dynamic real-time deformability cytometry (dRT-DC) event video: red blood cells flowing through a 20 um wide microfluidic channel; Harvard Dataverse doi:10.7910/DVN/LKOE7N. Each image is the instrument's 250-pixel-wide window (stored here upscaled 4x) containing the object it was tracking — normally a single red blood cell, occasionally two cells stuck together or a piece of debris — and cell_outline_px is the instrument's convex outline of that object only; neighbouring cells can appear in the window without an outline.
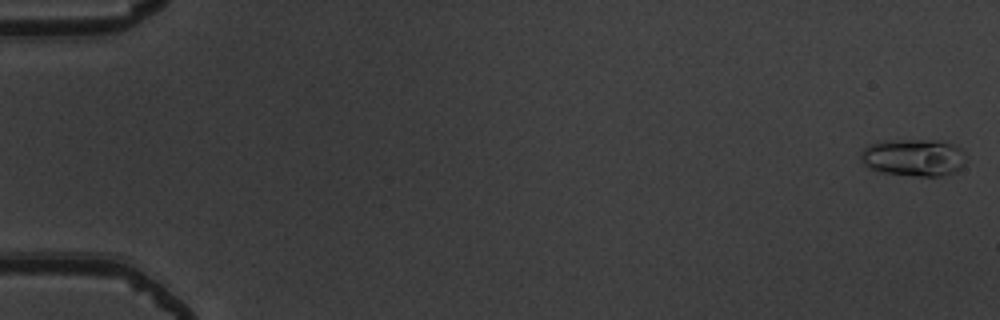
{"species": "common noctule bat (a hibernating species)", "species_latin": "Nyctalus noctula", "temperature_condition": "warm", "stored_images_in_passage": 15, "camera_frame_rate_fps": 3000, "um_per_image_px": 0.085, "animal": {"sex": "male", "body_mass_g": 19.5, "forearm_length_mm": 54.6}, "frame": {"image": 1, "passage_image": 1, "time_ms": 0.0, "image_size_px": [1000, 320], "cell_outline_px": [[968, 160], [956, 172], [940, 176], [916, 176], [880, 172], [868, 168], [860, 160], [860, 152], [868, 144], [880, 140], [940, 140], [952, 144], [960, 148], [964, 152]], "centroid_in_image_um": [77.65, 13.38], "position_along_channel_um": 7.4, "area_um2": 23.35}}